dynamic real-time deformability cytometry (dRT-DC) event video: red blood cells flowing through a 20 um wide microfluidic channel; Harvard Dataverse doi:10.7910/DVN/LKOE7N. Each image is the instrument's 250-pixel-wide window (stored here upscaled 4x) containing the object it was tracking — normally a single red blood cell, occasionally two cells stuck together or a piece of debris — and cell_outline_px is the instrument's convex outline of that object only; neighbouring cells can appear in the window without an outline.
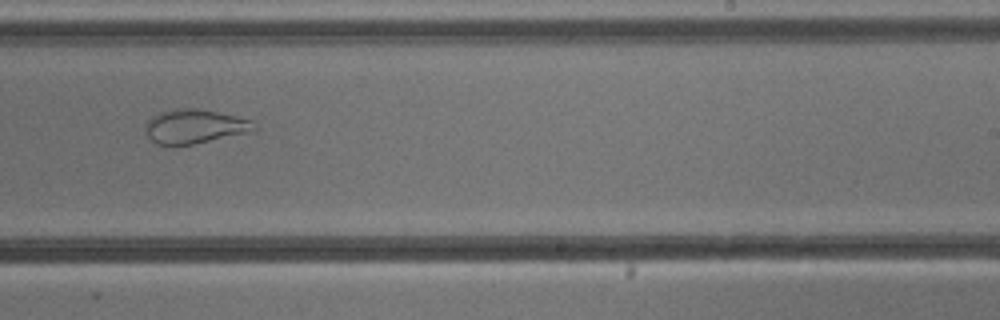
{"species": "common noctule bat (a hibernating species)", "species_latin": "Nyctalus noctula", "temperature_condition": "cold", "stored_images_in_passage": 11, "camera_frame_rate_fps": 3000, "um_per_image_px": 0.085, "animal": {"sex": "male", "body_mass_g": 13.3}, "frame": {"image": 1, "passage_image": 10, "time_ms": 11.0, "image_size_px": [1000, 320], "cell_outline_px": [[260, 128], [252, 132], [192, 144], [156, 144], [148, 136], [144, 124], [152, 116], [160, 112], [188, 108], [196, 108], [236, 116], [252, 120]], "centroid_in_image_um": [16.6, 10.74], "position_along_channel_um": 272.4, "area_um2": 21.44}}